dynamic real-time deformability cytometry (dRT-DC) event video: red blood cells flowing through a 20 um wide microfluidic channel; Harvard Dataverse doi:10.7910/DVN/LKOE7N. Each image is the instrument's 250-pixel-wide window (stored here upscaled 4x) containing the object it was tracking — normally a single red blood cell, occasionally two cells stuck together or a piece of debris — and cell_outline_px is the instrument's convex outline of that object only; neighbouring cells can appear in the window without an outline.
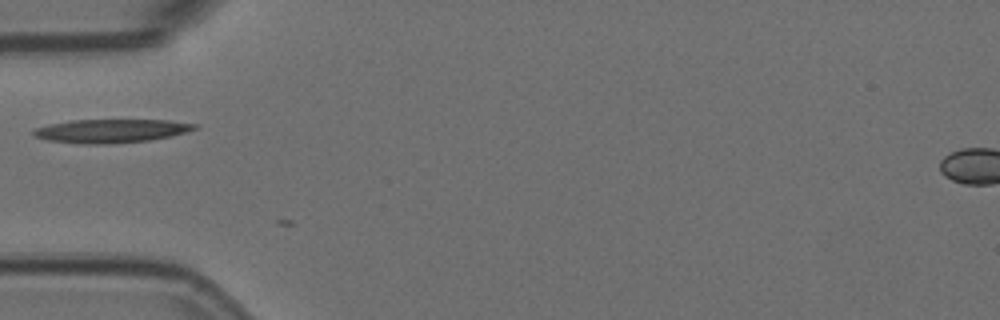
{"species": "Egyptian fruit bat (a non-hibernating species)", "species_latin": "Rousettus aegyptiacus", "temperature_condition": "room temperature", "stored_images_in_passage": 8, "camera_frame_rate_fps": 3000, "um_per_image_px": 0.085, "animal": {"sex": "female"}, "frame": {"image": 1, "passage_image": 3, "time_ms": 0.667, "image_size_px": [1000, 320], "cell_outline_px": [[196, 128], [172, 136], [148, 140], [108, 144], [84, 144], [48, 140], [36, 136], [32, 132], [36, 128], [48, 124], [72, 120], [168, 120], [196, 124]], "centroid_in_image_um": [9.42, 11.12], "position_along_channel_um": 75.6, "area_um2": 21.85}}
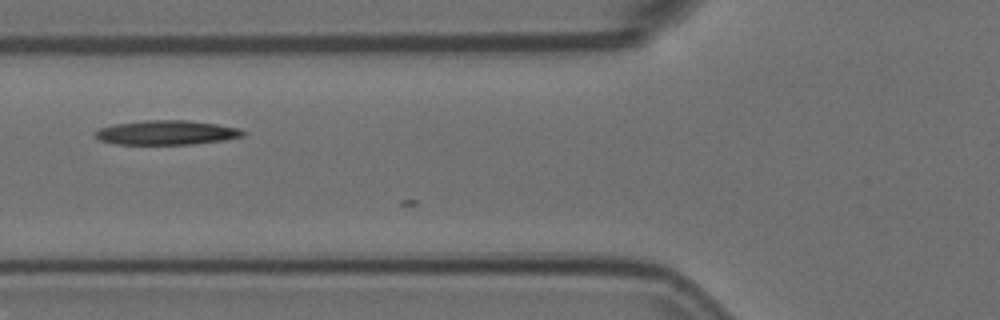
{"frame": {"image": 2, "passage_image": 6, "time_ms": 1.667, "image_size_px": [1000, 320], "cell_outline_px": [[248, 132], [244, 136], [224, 140], [192, 144], [116, 144], [100, 140], [92, 132], [100, 128], [112, 124], [144, 120], [188, 120], [216, 124], [240, 128]], "centroid_in_image_um": [14.17, 11.26], "position_along_channel_um": 111.6, "area_um2": 21.15}}